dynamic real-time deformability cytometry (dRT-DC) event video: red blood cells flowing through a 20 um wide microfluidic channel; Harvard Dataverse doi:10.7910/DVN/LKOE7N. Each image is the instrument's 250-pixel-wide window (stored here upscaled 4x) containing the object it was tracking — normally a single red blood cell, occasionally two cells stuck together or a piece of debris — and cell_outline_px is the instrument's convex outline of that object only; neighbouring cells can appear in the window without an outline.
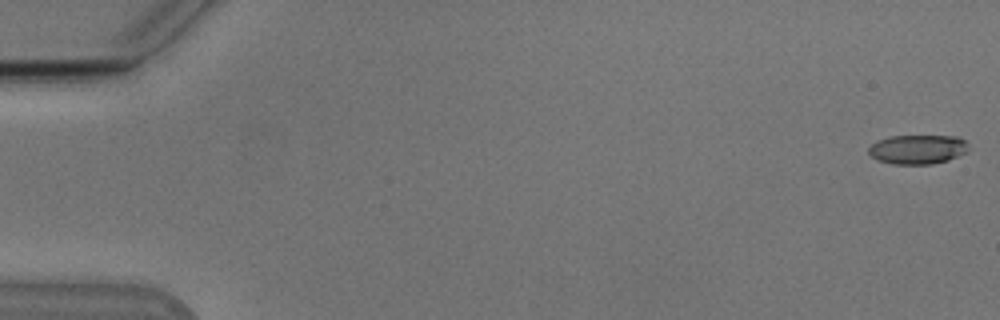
{"species": "Egyptian fruit bat (a non-hibernating species)", "species_latin": "Rousettus aegyptiacus", "temperature_condition": "cold", "stored_images_in_passage": 54, "camera_frame_rate_fps": 3000, "um_per_image_px": 0.085, "animal": {"sex": "male"}, "frame": {"image": 1, "passage_image": 1, "time_ms": 0.0, "image_size_px": [1000, 320], "cell_outline_px": [[968, 152], [948, 160], [932, 164], [892, 164], [880, 160], [872, 156], [868, 152], [868, 148], [876, 140], [888, 136], [960, 136], [968, 144]], "centroid_in_image_um": [78.02, 12.68], "position_along_channel_um": 7.0, "area_um2": 17.17}}
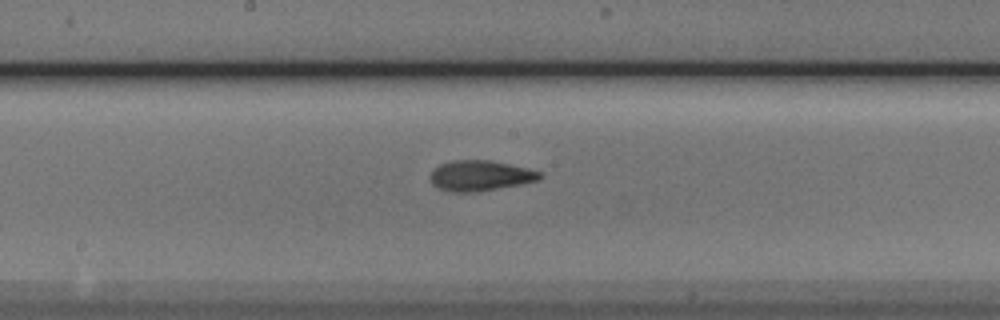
{"frame": {"image": 2, "passage_image": 29, "time_ms": 9.333, "image_size_px": [1000, 320], "cell_outline_px": [[544, 176], [540, 180], [524, 184], [480, 192], [448, 192], [432, 184], [428, 176], [440, 164], [452, 160], [488, 160], [528, 168], [544, 172]], "centroid_in_image_um": [40.87, 14.95], "position_along_channel_um": 207.3, "area_um2": 19.83}}
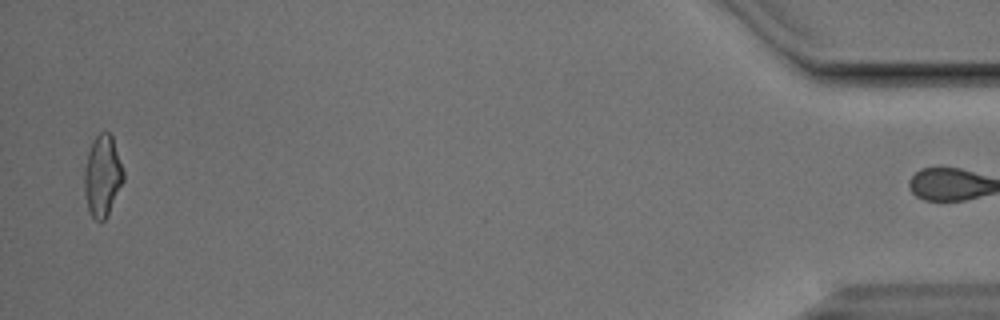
{"frame": {"image": 3, "passage_image": 53, "time_ms": 17.333, "image_size_px": [1000, 320], "cell_outline_px": [[124, 180], [108, 216], [100, 224], [92, 216], [88, 208], [84, 192], [84, 172], [88, 152], [92, 140], [100, 132], [108, 132], [112, 136], [124, 172]], "centroid_in_image_um": [8.71, 14.98], "position_along_channel_um": 426.5, "area_um2": 18.61}}